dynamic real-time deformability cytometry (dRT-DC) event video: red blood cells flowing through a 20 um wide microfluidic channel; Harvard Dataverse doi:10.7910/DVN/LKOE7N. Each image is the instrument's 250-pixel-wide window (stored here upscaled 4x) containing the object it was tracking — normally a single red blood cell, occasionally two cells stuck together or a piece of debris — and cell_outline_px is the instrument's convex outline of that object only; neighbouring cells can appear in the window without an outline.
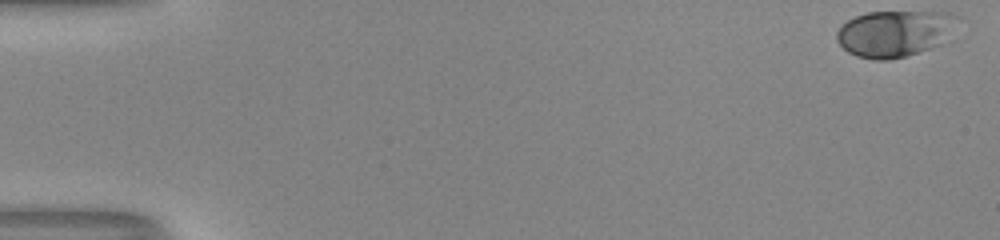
{"species": "human", "species_latin": "Homo sapiens", "temperature_condition": "room temperature", "stored_images_in_passage": 53, "camera_frame_rate_fps": 3000, "um_per_image_px": 0.085, "donor": {"sex": "male"}, "frame": {"image": 1, "passage_image": 1, "time_ms": 0.0, "image_size_px": [1000, 240], "cell_outline_px": [[960, 16], [944, 40], [940, 44], [932, 48], [904, 56], [888, 60], [876, 60], [856, 56], [848, 52], [836, 40], [836, 32], [848, 20], [856, 16], [868, 12], [948, 12]], "centroid_in_image_um": [76.02, 2.84], "position_along_channel_um": 9.0, "area_um2": 32.37}}
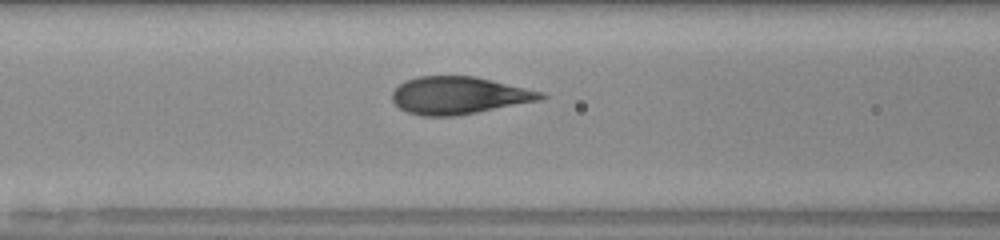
{"frame": {"image": 2, "passage_image": 23, "time_ms": 7.333, "image_size_px": [1000, 240], "cell_outline_px": [[548, 96], [540, 100], [456, 116], [424, 116], [408, 112], [400, 108], [392, 100], [392, 92], [404, 80], [416, 76], [476, 76], [544, 92]], "centroid_in_image_um": [39.01, 8.1], "position_along_channel_um": 127.6, "area_um2": 32.43}}
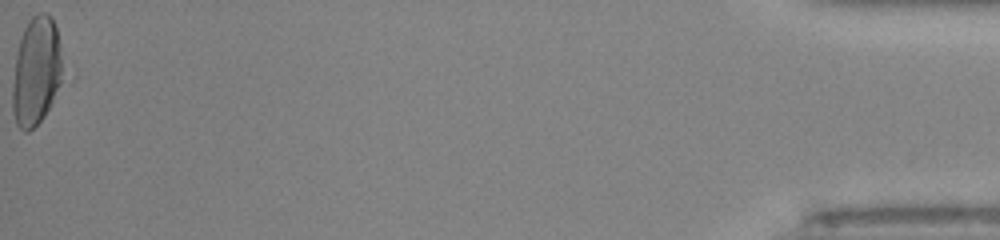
{"frame": {"image": 3, "passage_image": 53, "time_ms": 17.333, "image_size_px": [1000, 240], "cell_outline_px": [[68, 76], [44, 116], [28, 132], [24, 132], [16, 124], [12, 112], [12, 88], [16, 56], [20, 36], [28, 20], [36, 12], [48, 12], [52, 16], [56, 24]], "centroid_in_image_um": [3.16, 6.02], "position_along_channel_um": 432.0, "area_um2": 33.29}, "authors_computed_cell_mechanics": {"area_um2": 32.4258, "velocity_mm_per_s": 4.0409, "shape_relaxation_time_tau1_ms": 4.4148, "shape_relaxation_time_tau2_ms": null, "deformation_change_tau1": 0.2098, "deformation_change_tau2": null}}